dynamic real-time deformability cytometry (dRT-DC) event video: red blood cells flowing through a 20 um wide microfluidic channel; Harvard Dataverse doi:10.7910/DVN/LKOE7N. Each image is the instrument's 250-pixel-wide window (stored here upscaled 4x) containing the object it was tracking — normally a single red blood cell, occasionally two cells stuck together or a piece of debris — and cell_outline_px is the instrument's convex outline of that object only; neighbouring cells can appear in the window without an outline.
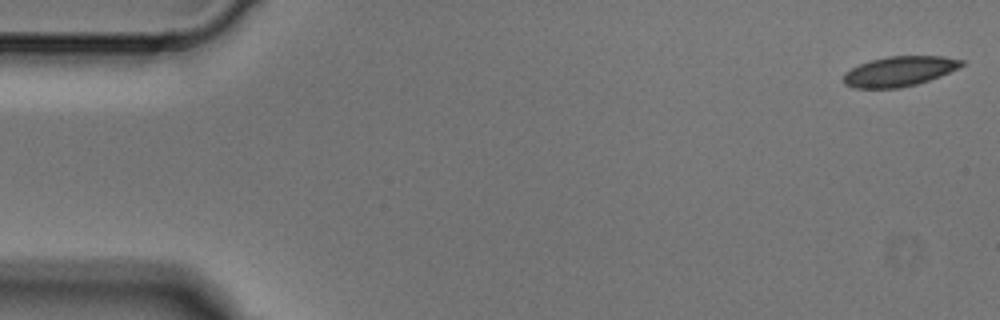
{"species": "Egyptian fruit bat (a non-hibernating species)", "species_latin": "Rousettus aegyptiacus", "temperature_condition": "cold", "stored_images_in_passage": 5, "camera_frame_rate_fps": 3000, "um_per_image_px": 0.085, "animal": {"sex": "male"}, "frame": {"image": 1, "passage_image": 1, "time_ms": 0.0, "image_size_px": [1000, 320], "cell_outline_px": [[964, 64], [940, 76], [916, 84], [900, 88], [852, 88], [844, 84], [844, 72], [860, 64], [872, 60], [888, 56], [944, 56], [964, 60]], "centroid_in_image_um": [76.42, 6.06], "position_along_channel_um": 8.6, "area_um2": 20.46}}